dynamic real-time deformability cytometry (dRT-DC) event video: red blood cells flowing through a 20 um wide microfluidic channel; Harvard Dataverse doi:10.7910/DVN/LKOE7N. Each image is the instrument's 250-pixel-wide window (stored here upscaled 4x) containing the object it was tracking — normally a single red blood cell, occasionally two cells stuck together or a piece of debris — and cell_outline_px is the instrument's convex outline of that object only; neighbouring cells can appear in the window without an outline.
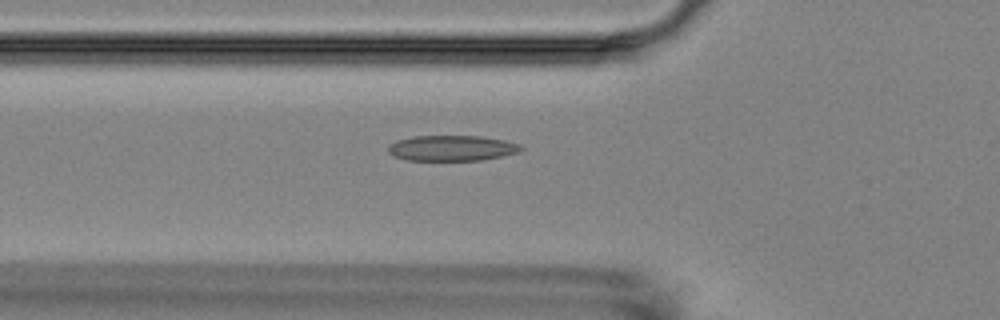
{"species": "Egyptian fruit bat (a non-hibernating species)", "species_latin": "Rousettus aegyptiacus", "temperature_condition": "room temperature", "stored_images_in_passage": 8, "camera_frame_rate_fps": 3000, "um_per_image_px": 0.085, "animal": {"sex": "female"}, "frame": {"image": 1, "passage_image": 8, "time_ms": 8.333, "image_size_px": [1000, 320], "cell_outline_px": [[524, 148], [520, 152], [480, 160], [404, 160], [392, 156], [388, 152], [388, 144], [396, 140], [412, 136], [480, 136], [504, 140], [520, 144]], "centroid_in_image_um": [38.36, 12.59], "position_along_channel_um": 87.4, "area_um2": 19.88}}